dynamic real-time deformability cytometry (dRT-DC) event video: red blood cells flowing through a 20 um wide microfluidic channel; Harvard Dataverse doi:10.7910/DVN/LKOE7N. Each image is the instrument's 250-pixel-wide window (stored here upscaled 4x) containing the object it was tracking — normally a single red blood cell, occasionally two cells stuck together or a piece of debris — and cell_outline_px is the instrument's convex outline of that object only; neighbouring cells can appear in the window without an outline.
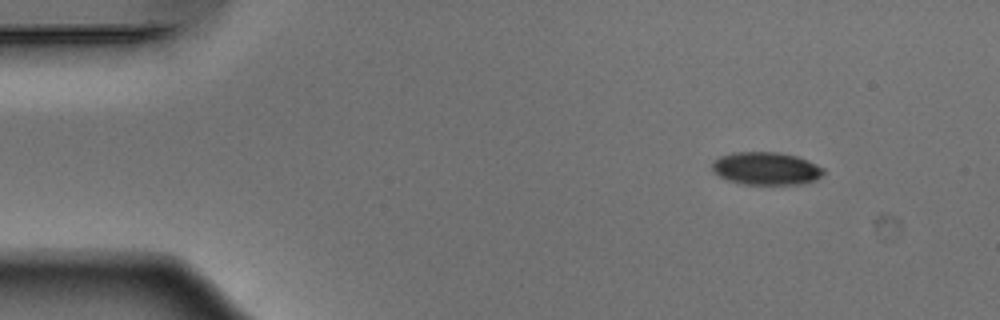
{"species": "Egyptian fruit bat (a non-hibernating species)", "species_latin": "Rousettus aegyptiacus", "temperature_condition": "warm", "stored_images_in_passage": 48, "segment_of_instrument_passage": [1, 2], "camera_frame_rate_fps": 3000, "um_per_image_px": 0.085, "animal": {"sex": "male"}, "frame": {"image": 1, "passage_image": 1, "time_ms": 0.0, "image_size_px": [1000, 320], "cell_outline_px": [[824, 172], [816, 180], [804, 184], [744, 184], [728, 180], [712, 172], [712, 160], [720, 156], [732, 152], [780, 152], [796, 156], [808, 160], [824, 168]], "centroid_in_image_um": [65.11, 14.31], "position_along_channel_um": 19.9, "area_um2": 21.44}}
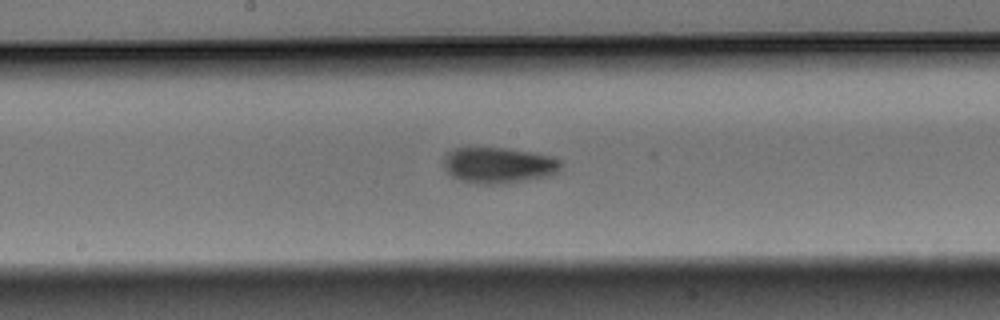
{"frame": {"image": 2, "passage_image": 22, "time_ms": 7.0, "image_size_px": [1000, 320], "cell_outline_px": [[560, 168], [556, 172], [548, 176], [504, 184], [476, 184], [460, 180], [452, 176], [444, 168], [444, 156], [448, 152], [456, 148], [504, 148], [552, 156], [560, 160]], "centroid_in_image_um": [42.35, 14.06], "position_along_channel_um": 205.9, "area_um2": 24.39}}
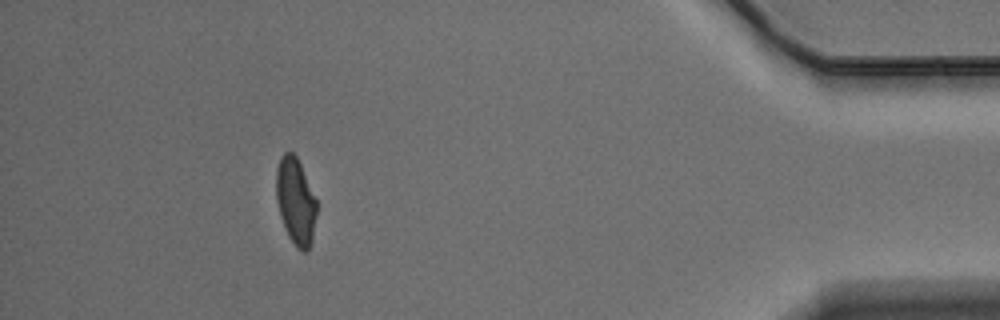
{"frame": {"image": 3, "passage_image": 42, "time_ms": 13.667, "image_size_px": [1000, 320], "cell_outline_px": [[316, 212], [312, 240], [308, 248], [304, 252], [296, 248], [288, 236], [284, 228], [280, 216], [276, 200], [276, 168], [280, 156], [284, 152], [292, 152], [296, 156], [300, 164], [316, 200]], "centroid_in_image_um": [25.09, 17.1], "position_along_channel_um": 410.1, "area_um2": 20.35}}